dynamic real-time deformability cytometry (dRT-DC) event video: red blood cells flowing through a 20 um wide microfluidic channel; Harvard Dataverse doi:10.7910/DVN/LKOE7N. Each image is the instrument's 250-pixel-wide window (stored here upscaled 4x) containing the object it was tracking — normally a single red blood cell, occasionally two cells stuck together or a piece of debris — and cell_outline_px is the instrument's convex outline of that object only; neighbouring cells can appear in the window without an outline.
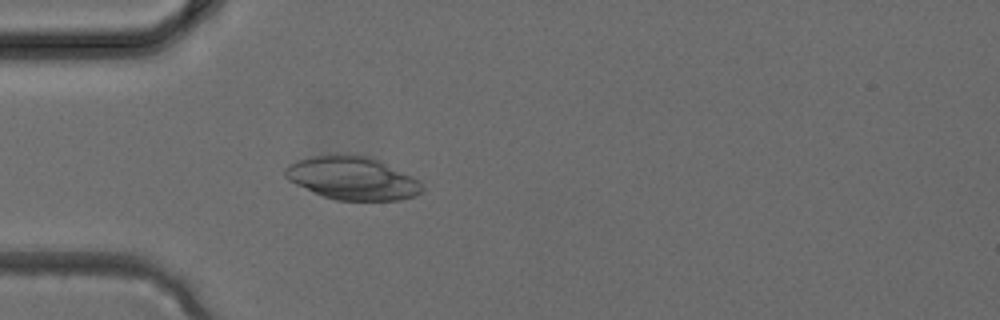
{"species": "common noctule bat (a hibernating species)", "species_latin": "Nyctalus noctula", "temperature_condition": "cold", "stored_images_in_passage": 3, "camera_frame_rate_fps": 3000, "um_per_image_px": 0.085, "animal": {"sex": "female", "body_mass_g": 24.6, "forearm_length_mm": 56.2}, "frame": {"image": 1, "passage_image": 3, "time_ms": 0.667, "image_size_px": [1000, 320], "cell_outline_px": [[424, 188], [420, 192], [412, 196], [400, 200], [336, 200], [324, 196], [296, 184], [288, 180], [284, 176], [284, 168], [288, 164], [296, 160], [312, 156], [336, 152], [368, 156], [412, 176], [424, 184]], "centroid_in_image_um": [29.91, 15.12], "position_along_channel_um": 55.1, "area_um2": 34.51}}